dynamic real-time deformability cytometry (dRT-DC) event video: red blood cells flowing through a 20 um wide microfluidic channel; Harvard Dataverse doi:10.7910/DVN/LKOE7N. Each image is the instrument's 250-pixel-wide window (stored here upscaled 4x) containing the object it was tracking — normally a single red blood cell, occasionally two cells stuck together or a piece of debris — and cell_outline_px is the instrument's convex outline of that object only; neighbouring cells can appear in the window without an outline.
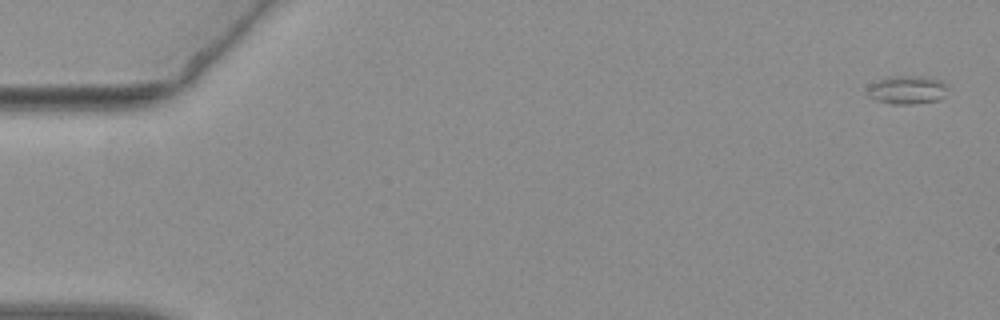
{"species": "common noctule bat (a hibernating species)", "species_latin": "Nyctalus noctula", "temperature_condition": "warm", "stored_images_in_passage": 13, "segment_of_instrument_passage": [1, 2], "camera_frame_rate_fps": 3000, "um_per_image_px": 0.085, "animal": {"sex": "female", "body_mass_g": 19.3, "forearm_length_mm": 54.1}, "frame": {"image": 1, "passage_image": 1, "time_ms": 0.0, "image_size_px": [1000, 320], "cell_outline_px": [[948, 88], [944, 96], [940, 100], [912, 104], [892, 104], [876, 100], [868, 96], [868, 88], [872, 84], [888, 76], [928, 76], [940, 80], [948, 84]], "centroid_in_image_um": [77.17, 7.63], "position_along_channel_um": 7.8, "area_um2": 13.41}}